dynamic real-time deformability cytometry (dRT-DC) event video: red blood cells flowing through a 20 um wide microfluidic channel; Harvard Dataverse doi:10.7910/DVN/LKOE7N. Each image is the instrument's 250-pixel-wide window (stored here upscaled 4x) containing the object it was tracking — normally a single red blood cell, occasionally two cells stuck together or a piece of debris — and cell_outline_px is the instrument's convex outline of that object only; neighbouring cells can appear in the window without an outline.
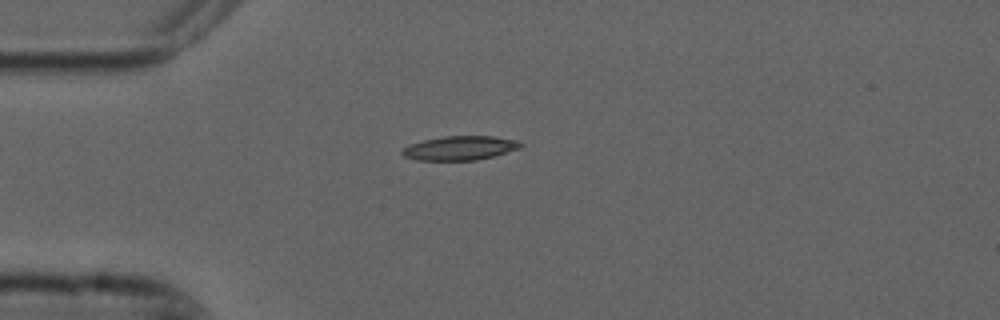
{"species": "common noctule bat (a hibernating species)", "species_latin": "Nyctalus noctula", "temperature_condition": "cold", "stored_images_in_passage": 1, "camera_frame_rate_fps": 3000, "um_per_image_px": 0.085, "animal": {"sex": "male", "forearm_length_mm": 52.5}, "frame": {"image": 1, "passage_image": 1, "time_ms": 0.0, "image_size_px": [1000, 320], "cell_outline_px": [[524, 144], [520, 148], [492, 156], [476, 160], [416, 160], [404, 156], [400, 152], [408, 144], [424, 140], [444, 136], [492, 136], [520, 140]], "centroid_in_image_um": [39.1, 12.57], "position_along_channel_um": 45.9, "area_um2": 16.65}}